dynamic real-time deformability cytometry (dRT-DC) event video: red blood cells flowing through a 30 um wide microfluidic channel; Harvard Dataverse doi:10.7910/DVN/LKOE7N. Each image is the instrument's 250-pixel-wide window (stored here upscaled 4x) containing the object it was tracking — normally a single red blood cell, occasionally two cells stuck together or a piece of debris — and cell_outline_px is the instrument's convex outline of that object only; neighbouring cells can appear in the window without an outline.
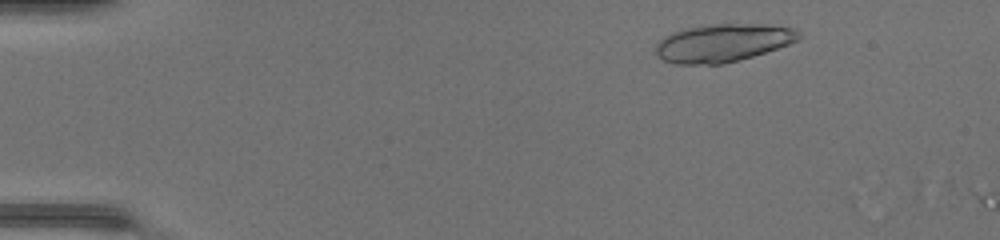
{"species": "common noctule bat (a hibernating species)", "species_latin": "Nyctalus noctula", "temperature_condition": "warm", "stored_images_in_passage": 5, "camera_frame_rate_fps": 3000, "um_per_image_px": 0.085, "animal": {"sex": "female", "body_mass_g": 17.0, "forearm_length_mm": 48.0}, "frame": {"image": 1, "passage_image": 4, "time_ms": 1.0, "image_size_px": [1000, 240], "cell_outline_px": [[800, 36], [796, 40], [788, 44], [752, 56], [720, 64], [676, 64], [664, 60], [656, 52], [656, 44], [664, 36], [672, 32], [688, 28], [716, 24], [764, 24], [792, 28], [800, 32]], "centroid_in_image_um": [61.42, 3.64], "position_along_channel_um": 23.6, "area_um2": 31.04}}